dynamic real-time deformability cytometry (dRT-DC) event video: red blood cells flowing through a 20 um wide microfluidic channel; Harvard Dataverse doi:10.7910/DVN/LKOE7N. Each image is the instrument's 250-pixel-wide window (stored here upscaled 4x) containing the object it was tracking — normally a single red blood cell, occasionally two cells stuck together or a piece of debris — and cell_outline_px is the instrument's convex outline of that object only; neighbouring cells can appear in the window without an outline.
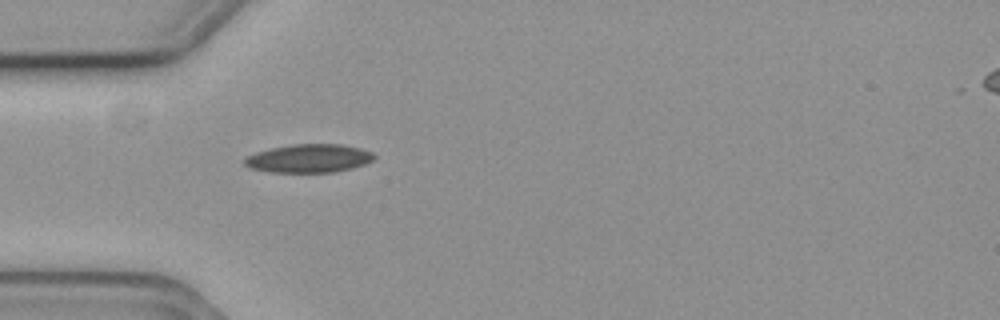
{"species": "common noctule bat (a hibernating species)", "species_latin": "Nyctalus noctula", "temperature_condition": "cold", "stored_images_in_passage": 40, "camera_frame_rate_fps": 3000, "um_per_image_px": 0.085, "animal": {"sex": "female", "body_mass_g": 19.3, "forearm_length_mm": 54.1}, "frame": {"image": 1, "passage_image": 1, "time_ms": 0.0, "image_size_px": [1000, 320], "cell_outline_px": [[376, 156], [372, 160], [364, 164], [352, 168], [336, 172], [268, 172], [248, 168], [244, 164], [244, 160], [248, 156], [256, 152], [272, 148], [292, 144], [340, 144], [360, 148], [372, 152]], "centroid_in_image_um": [26.25, 13.47], "position_along_channel_um": 58.8, "area_um2": 21.44}}
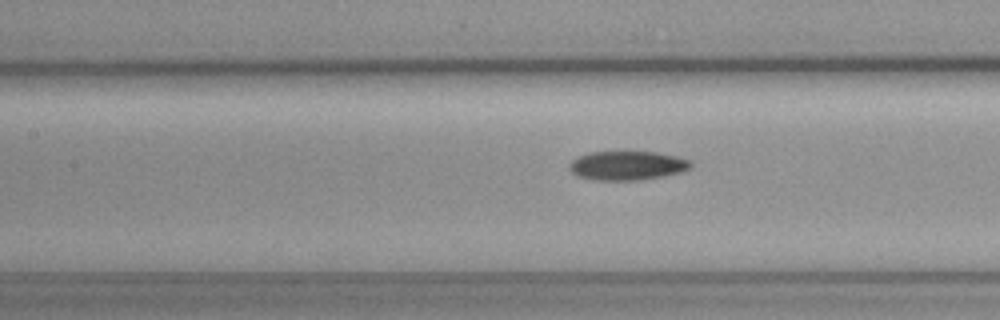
{"frame": {"image": 2, "passage_image": 9, "time_ms": 2.667, "image_size_px": [1000, 320], "cell_outline_px": [[692, 168], [680, 172], [664, 176], [640, 180], [596, 180], [580, 176], [572, 172], [568, 168], [568, 164], [572, 160], [588, 152], [624, 148], [656, 152], [676, 156], [692, 160]], "centroid_in_image_um": [53.33, 14.01], "position_along_channel_um": 154.1, "area_um2": 21.56}}
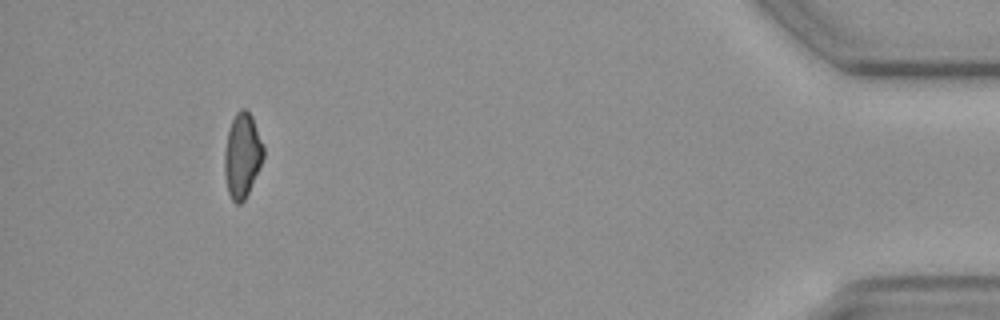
{"frame": {"image": 3, "passage_image": 36, "time_ms": 11.667, "image_size_px": [1000, 320], "cell_outline_px": [[264, 156], [260, 168], [244, 200], [240, 204], [236, 204], [232, 200], [228, 192], [224, 172], [224, 152], [228, 128], [236, 112], [240, 108], [244, 108], [252, 116], [264, 148]], "centroid_in_image_um": [20.58, 13.21], "position_along_channel_um": 414.6, "area_um2": 19.25}}